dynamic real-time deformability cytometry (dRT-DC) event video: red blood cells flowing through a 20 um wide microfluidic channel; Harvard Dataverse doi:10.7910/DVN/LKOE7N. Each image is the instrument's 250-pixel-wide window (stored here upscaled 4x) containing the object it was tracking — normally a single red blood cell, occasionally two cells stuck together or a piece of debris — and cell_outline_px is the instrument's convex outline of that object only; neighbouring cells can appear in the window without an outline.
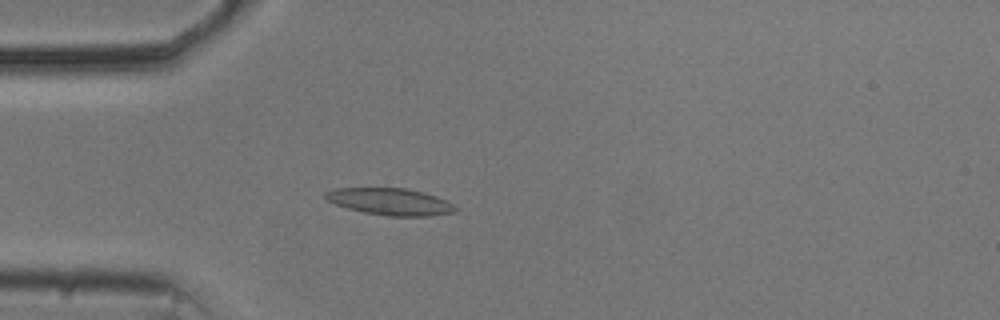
{"species": "common noctule bat (a hibernating species)", "species_latin": "Nyctalus noctula", "temperature_condition": "cold", "stored_images_in_passage": 45, "camera_frame_rate_fps": 3000, "um_per_image_px": 0.085, "animal": {"sex": "male", "body_mass_g": 20.5, "forearm_length_mm": 52.5}, "frame": {"image": 1, "passage_image": 6, "time_ms": 1.667, "image_size_px": [1000, 320], "cell_outline_px": [[460, 208], [452, 212], [428, 216], [388, 216], [364, 212], [348, 208], [336, 204], [328, 200], [324, 196], [324, 192], [336, 188], [404, 188], [436, 196]], "centroid_in_image_um": [33.15, 17.14], "position_along_channel_um": 51.9, "area_um2": 20.06}}
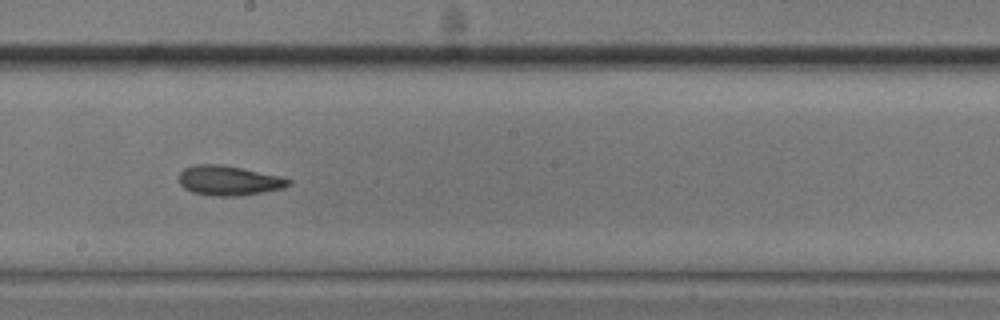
{"frame": {"image": 2, "passage_image": 21, "time_ms": 6.667, "image_size_px": [1000, 320], "cell_outline_px": [[292, 184], [284, 188], [240, 196], [212, 196], [192, 192], [184, 188], [180, 184], [180, 172], [184, 168], [196, 164], [220, 164], [244, 168], [280, 176], [292, 180]], "centroid_in_image_um": [19.47, 15.34], "position_along_channel_um": 228.7, "area_um2": 19.13}}
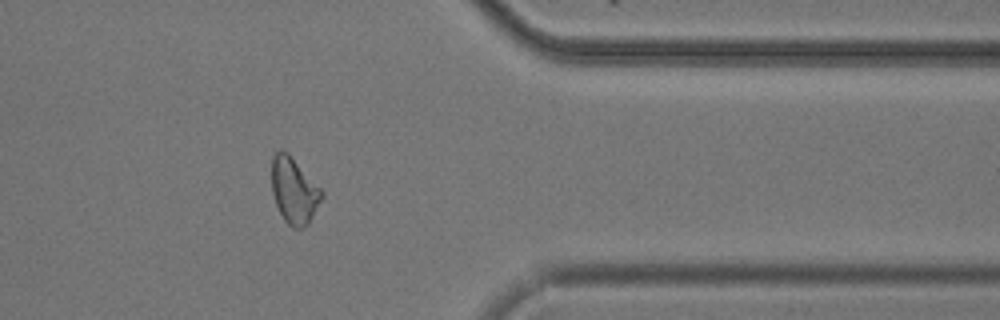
{"frame": {"image": 3, "passage_image": 35, "time_ms": 11.333, "image_size_px": [1000, 320], "cell_outline_px": [[324, 196], [308, 224], [300, 228], [292, 228], [284, 220], [276, 204], [272, 192], [272, 156], [280, 148], [288, 152], [324, 192]], "centroid_in_image_um": [24.99, 16.18], "position_along_channel_um": 386.4, "area_um2": 19.25}, "authors_computed_cell_mechanics": {"area_um2": 19.1318, "velocity_mm_per_s": 3.6976, "shape_relaxation_time_tau1_ms": 4.3014, "shape_relaxation_time_tau2_ms": 4.7816, "deformation_change_tau1": 0.1296, "deformation_change_tau2": 0.1304}}